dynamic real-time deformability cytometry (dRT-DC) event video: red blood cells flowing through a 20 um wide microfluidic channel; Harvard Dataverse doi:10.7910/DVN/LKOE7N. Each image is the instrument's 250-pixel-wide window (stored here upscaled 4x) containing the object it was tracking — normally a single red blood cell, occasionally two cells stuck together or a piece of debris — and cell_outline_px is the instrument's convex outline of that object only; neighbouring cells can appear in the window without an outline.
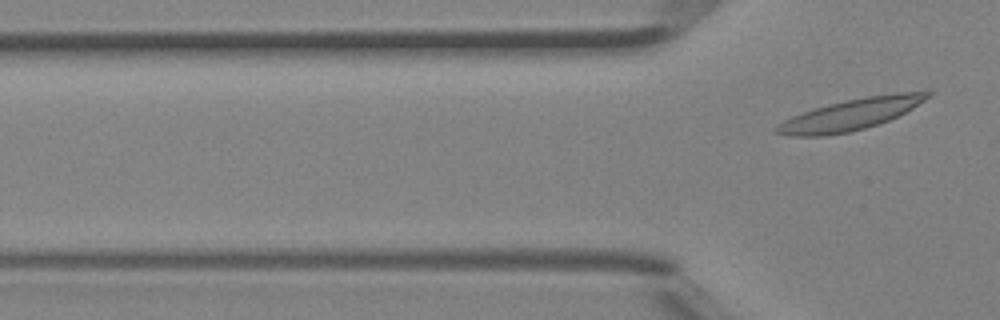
{"species": "Egyptian fruit bat (a non-hibernating species)", "species_latin": "Rousettus aegyptiacus", "temperature_condition": "room temperature", "stored_images_in_passage": 3, "camera_frame_rate_fps": 3000, "um_per_image_px": 0.085, "animal": {"sex": "female"}, "frame": {"image": 1, "passage_image": 3, "time_ms": 0.667, "image_size_px": [1000, 320], "cell_outline_px": [[932, 92], [924, 100], [912, 108], [888, 120], [864, 128], [848, 132], [824, 136], [788, 136], [776, 132], [776, 128], [784, 120], [792, 116], [828, 104], [844, 100], [868, 96], [896, 92]], "centroid_in_image_um": [72.28, 9.73], "position_along_channel_um": 53.5, "area_um2": 26.76}}